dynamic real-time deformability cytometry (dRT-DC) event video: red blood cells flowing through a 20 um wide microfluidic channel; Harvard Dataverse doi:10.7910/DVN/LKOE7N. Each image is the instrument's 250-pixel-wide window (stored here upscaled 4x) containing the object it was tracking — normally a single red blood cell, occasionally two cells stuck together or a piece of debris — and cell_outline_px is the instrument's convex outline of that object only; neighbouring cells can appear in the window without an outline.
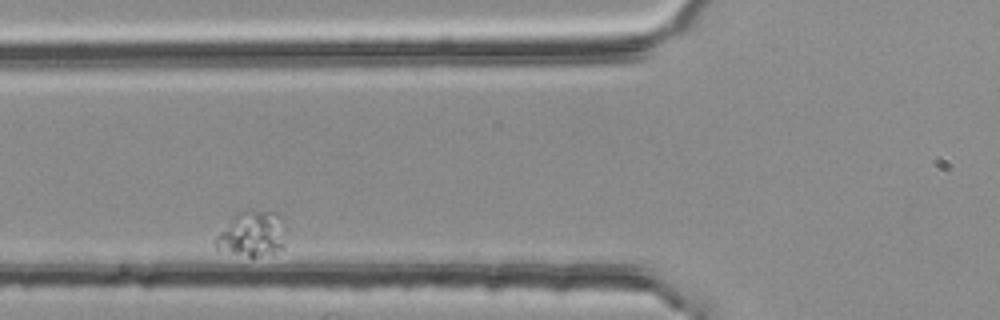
{"species": "common noctule bat (a hibernating species)", "species_latin": "Nyctalus noctula", "temperature_condition": "room temperature", "stored_images_in_passage": 35, "segment_of_instrument_passage": [2, 2], "camera_frame_rate_fps": 3000, "um_per_image_px": 0.085, "animal": {"sex": "female", "body_mass_g": 25.1}, "frame": {"image": 1, "passage_image": 6, "time_ms": 1.667, "image_size_px": [1000, 320], "cell_outline_px": [[288, 224], [284, 248], [272, 252], [256, 256], [248, 256], [216, 248], [212, 244], [212, 240], [240, 212], [276, 212]], "centroid_in_image_um": [21.51, 19.9], "position_along_channel_um": 104.3, "area_um2": 18.26}}
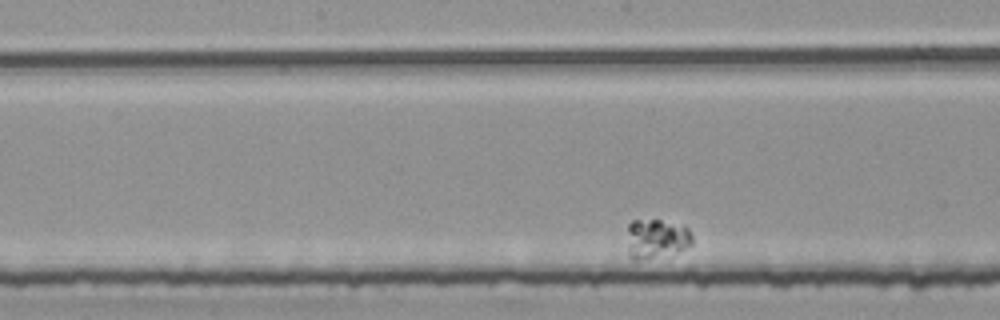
{"frame": {"image": 2, "passage_image": 16, "time_ms": 5.0, "image_size_px": [1000, 320], "cell_outline_px": [[692, 244], [684, 248], [636, 260], [632, 260], [628, 256], [628, 224], [632, 220], [660, 220], [684, 224], [688, 228], [692, 236]], "centroid_in_image_um": [55.77, 20.23], "position_along_channel_um": 192.4, "area_um2": 14.62}}
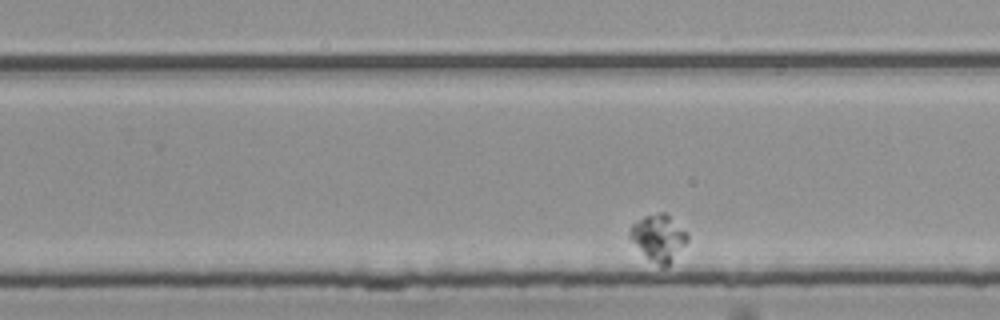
{"frame": {"image": 3, "passage_image": 25, "time_ms": 8.0, "image_size_px": [1000, 320], "cell_outline_px": [[688, 240], [668, 264], [664, 268], [660, 268], [628, 236], [628, 232], [632, 224], [644, 216], [660, 212], [664, 212], [688, 232]], "centroid_in_image_um": [55.99, 20.18], "position_along_channel_um": 273.8, "area_um2": 15.09}}